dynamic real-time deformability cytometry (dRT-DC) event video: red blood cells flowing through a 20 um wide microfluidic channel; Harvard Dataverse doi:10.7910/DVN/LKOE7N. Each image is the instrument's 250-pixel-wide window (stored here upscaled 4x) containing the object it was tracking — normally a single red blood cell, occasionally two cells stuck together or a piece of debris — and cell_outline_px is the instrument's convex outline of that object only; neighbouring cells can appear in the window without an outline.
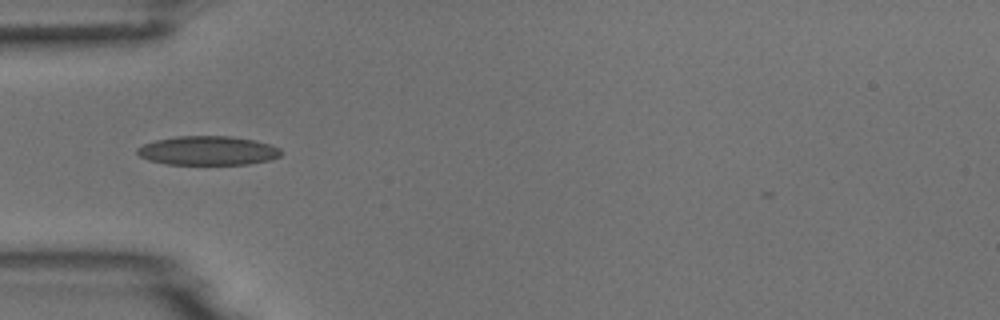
{"species": "common noctule bat (a hibernating species)", "species_latin": "Nyctalus noctula", "temperature_condition": "room temperature", "stored_images_in_passage": 3, "camera_frame_rate_fps": 3000, "um_per_image_px": 0.085, "animal": {"sex": "male", "body_mass_g": 18.8}, "frame": {"image": 1, "passage_image": 1, "time_ms": 0.0, "image_size_px": [1000, 320], "cell_outline_px": [[280, 156], [272, 160], [248, 164], [168, 164], [148, 160], [140, 156], [136, 152], [136, 148], [144, 144], [156, 140], [176, 136], [232, 136], [256, 140], [280, 148]], "centroid_in_image_um": [17.67, 12.8], "position_along_channel_um": 67.3, "area_um2": 24.39}}